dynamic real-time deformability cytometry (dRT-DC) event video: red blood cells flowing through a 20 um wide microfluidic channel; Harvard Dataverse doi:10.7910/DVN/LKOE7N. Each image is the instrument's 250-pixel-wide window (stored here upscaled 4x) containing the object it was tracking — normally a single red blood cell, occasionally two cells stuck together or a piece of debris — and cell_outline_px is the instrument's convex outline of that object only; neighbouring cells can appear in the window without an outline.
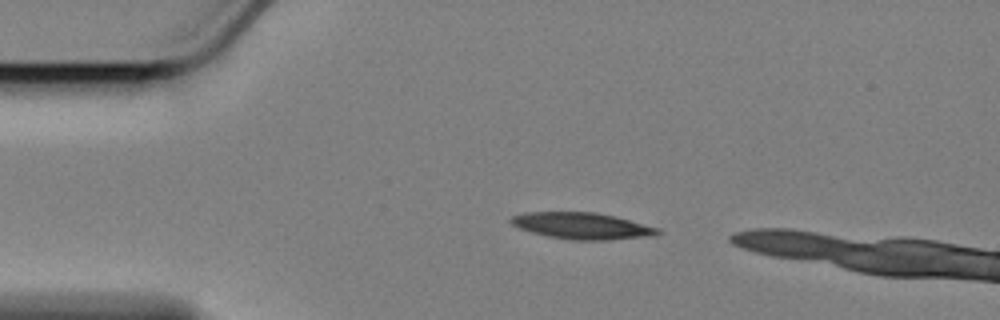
{"species": "Egyptian fruit bat (a non-hibernating species)", "species_latin": "Rousettus aegyptiacus", "temperature_condition": "cold", "stored_images_in_passage": 19, "camera_frame_rate_fps": 3000, "um_per_image_px": 0.085, "animal": {"sex": "female"}, "frame": {"image": 1, "passage_image": 1, "time_ms": 0.0, "image_size_px": [1000, 320], "cell_outline_px": [[660, 232], [648, 236], [604, 240], [572, 240], [548, 236], [532, 232], [520, 228], [512, 224], [508, 220], [512, 216], [524, 212], [596, 212], [616, 216], [660, 228]], "centroid_in_image_um": [49.45, 19.18], "position_along_channel_um": 35.6, "area_um2": 22.54}}
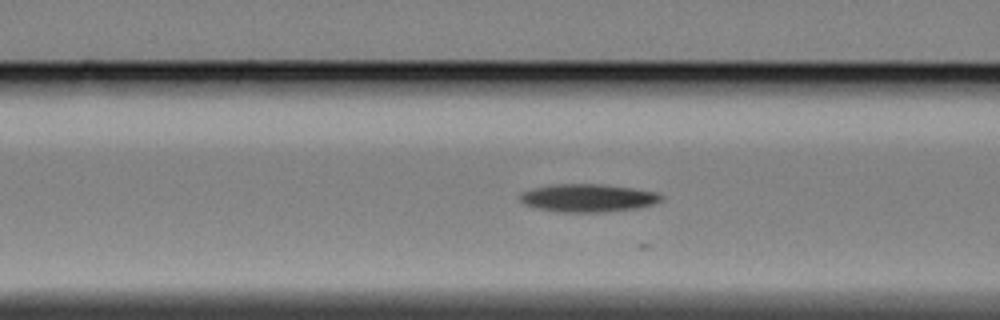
{"frame": {"image": 2, "passage_image": 11, "time_ms": 3.333, "image_size_px": [1000, 320], "cell_outline_px": [[664, 200], [652, 204], [636, 208], [608, 212], [556, 212], [532, 208], [524, 204], [516, 196], [520, 192], [528, 188], [548, 184], [600, 184], [632, 188], [656, 192], [664, 196]], "centroid_in_image_um": [49.87, 16.82], "position_along_channel_um": 116.7, "area_um2": 23.58}}
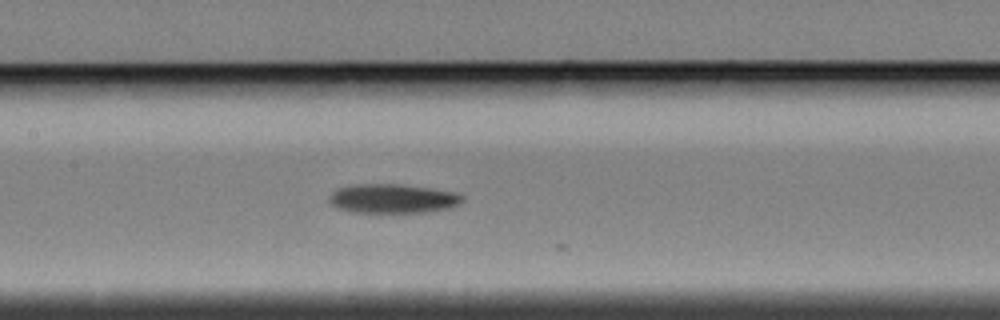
{"frame": {"image": 3, "passage_image": 16, "time_ms": 5.0, "image_size_px": [1000, 320], "cell_outline_px": [[464, 200], [448, 208], [428, 212], [356, 212], [336, 208], [328, 200], [328, 196], [336, 188], [352, 184], [400, 184], [432, 188], [452, 192], [464, 196]], "centroid_in_image_um": [33.33, 16.87], "position_along_channel_um": 174.1, "area_um2": 22.66}}